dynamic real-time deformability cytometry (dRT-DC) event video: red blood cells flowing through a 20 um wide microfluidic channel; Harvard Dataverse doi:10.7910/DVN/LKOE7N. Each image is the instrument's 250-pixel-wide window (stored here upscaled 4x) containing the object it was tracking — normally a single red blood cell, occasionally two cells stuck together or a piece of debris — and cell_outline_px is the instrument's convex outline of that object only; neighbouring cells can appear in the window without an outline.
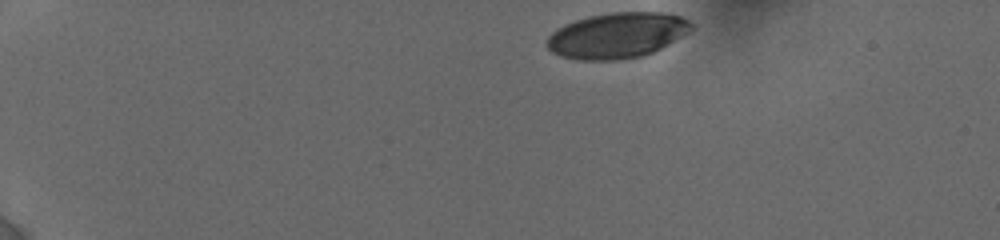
{"species": "human", "species_latin": "Homo sapiens", "temperature_condition": "cold", "stored_images_in_passage": 22, "camera_frame_rate_fps": 3000, "um_per_image_px": 0.085, "donor": {"sex": "female"}, "frame": {"image": 1, "passage_image": 1, "time_ms": 0.0, "image_size_px": [1000, 240], "cell_outline_px": [[692, 28], [688, 32], [660, 48], [644, 56], [620, 60], [580, 60], [560, 56], [552, 52], [544, 44], [544, 40], [556, 28], [564, 24], [588, 16], [612, 12], [664, 12], [680, 16], [688, 20], [692, 24]], "centroid_in_image_um": [52.4, 3.01], "position_along_channel_um": 32.6, "area_um2": 38.49}}
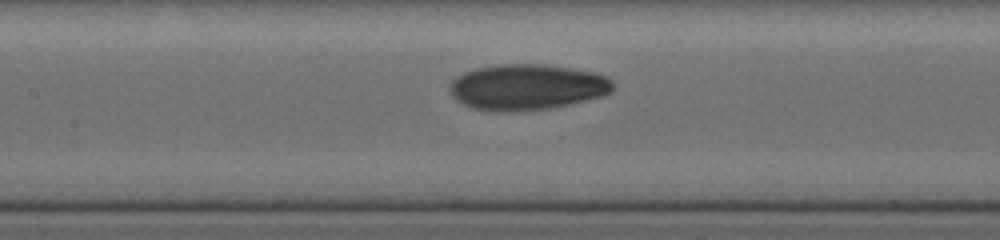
{"frame": {"image": 2, "passage_image": 13, "time_ms": 6.0, "image_size_px": [1000, 240], "cell_outline_px": [[612, 92], [604, 96], [588, 100], [548, 108], [508, 112], [496, 112], [472, 108], [456, 100], [452, 96], [448, 88], [452, 80], [456, 76], [464, 72], [476, 68], [496, 64], [544, 64], [592, 72], [608, 76], [612, 80]], "centroid_in_image_um": [44.77, 7.4], "position_along_channel_um": 162.6, "area_um2": 43.75}}
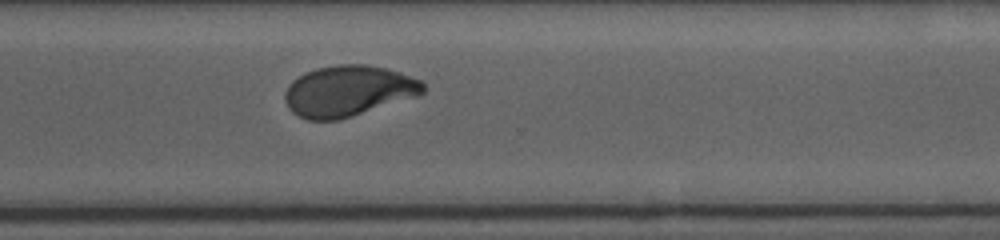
{"frame": {"image": 3, "passage_image": 22, "time_ms": 10.667, "image_size_px": [1000, 240], "cell_outline_px": [[424, 92], [420, 96], [336, 120], [308, 120], [292, 112], [288, 108], [284, 100], [284, 92], [288, 84], [292, 80], [304, 72], [316, 68], [336, 64], [368, 64], [388, 68], [424, 80]], "centroid_in_image_um": [29.61, 7.71], "position_along_channel_um": 341.0, "area_um2": 41.44}}